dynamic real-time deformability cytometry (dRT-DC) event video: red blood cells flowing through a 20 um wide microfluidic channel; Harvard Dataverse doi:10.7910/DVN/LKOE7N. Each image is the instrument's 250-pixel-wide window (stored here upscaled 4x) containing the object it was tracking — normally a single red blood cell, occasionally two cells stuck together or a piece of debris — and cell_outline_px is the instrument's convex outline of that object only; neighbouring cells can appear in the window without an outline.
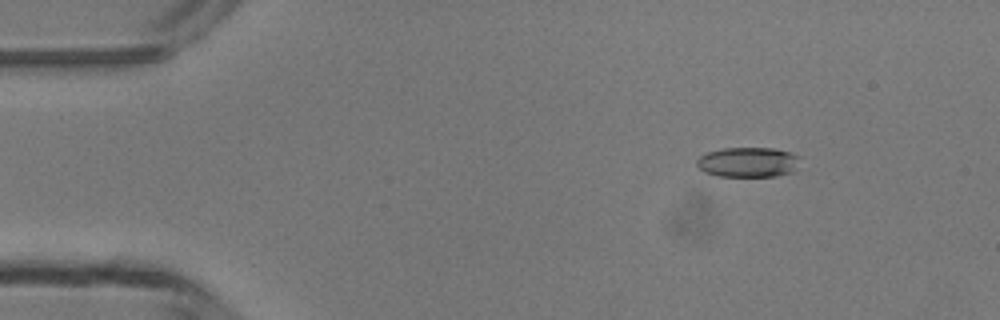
{"species": "common noctule bat (a hibernating species)", "species_latin": "Nyctalus noctula", "temperature_condition": "room temperature", "stored_images_in_passage": 4, "camera_frame_rate_fps": 3000, "um_per_image_px": 0.085, "animal": {"sex": "male", "body_mass_g": 13.3}, "frame": {"image": 1, "passage_image": 2, "time_ms": 2.0, "image_size_px": [1000, 320], "cell_outline_px": [[800, 156], [796, 172], [776, 176], [716, 176], [704, 172], [696, 164], [696, 160], [700, 156], [708, 152], [724, 148], [772, 148], [792, 152]], "centroid_in_image_um": [63.63, 13.79], "position_along_channel_um": 21.4, "area_um2": 18.26}}